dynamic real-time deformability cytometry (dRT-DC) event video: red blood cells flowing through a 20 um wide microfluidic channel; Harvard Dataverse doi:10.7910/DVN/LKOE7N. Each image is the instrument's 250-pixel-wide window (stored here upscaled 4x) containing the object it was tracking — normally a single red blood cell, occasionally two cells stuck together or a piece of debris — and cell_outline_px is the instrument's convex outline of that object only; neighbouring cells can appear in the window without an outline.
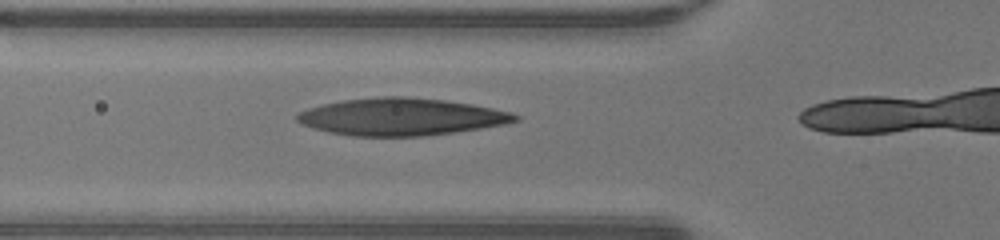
{"species": "human", "species_latin": "Homo sapiens", "temperature_condition": "warm", "stored_images_in_passage": 16, "camera_frame_rate_fps": 3000, "um_per_image_px": 0.085, "donor": {"sex": "male"}, "frame": {"image": 1, "passage_image": 12, "time_ms": 3.667, "image_size_px": [1000, 240], "cell_outline_px": [[520, 120], [504, 124], [456, 132], [424, 136], [352, 136], [328, 132], [304, 124], [296, 120], [296, 116], [300, 112], [308, 108], [324, 104], [344, 100], [380, 96], [408, 96], [444, 100], [472, 104], [512, 112], [520, 116]], "centroid_in_image_um": [34.14, 9.92], "position_along_channel_um": 91.7, "area_um2": 47.22}}